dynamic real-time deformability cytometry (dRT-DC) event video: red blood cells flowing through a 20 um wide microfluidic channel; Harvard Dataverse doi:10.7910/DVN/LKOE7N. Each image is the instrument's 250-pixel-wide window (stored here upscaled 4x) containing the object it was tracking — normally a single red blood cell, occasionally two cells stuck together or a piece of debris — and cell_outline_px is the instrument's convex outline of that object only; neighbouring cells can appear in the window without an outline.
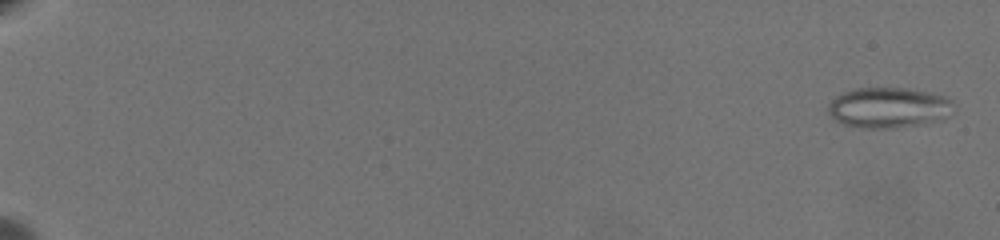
{"species": "common noctule bat (a hibernating species)", "species_latin": "Nyctalus noctula", "temperature_condition": "warm", "stored_images_in_passage": 65, "camera_frame_rate_fps": 3000, "um_per_image_px": 0.085, "animal": {"sex": "female", "body_mass_g": 19.5, "forearm_length_mm": 54.1}, "frame": {"image": 1, "passage_image": 2, "time_ms": 0.333, "image_size_px": [1000, 240], "cell_outline_px": [[952, 100], [948, 116], [944, 120], [924, 124], [896, 128], [864, 128], [844, 124], [832, 120], [828, 112], [828, 104], [836, 96], [844, 92], [856, 88], [904, 88], [928, 92], [948, 96]], "centroid_in_image_um": [75.52, 9.16], "position_along_channel_um": 9.5, "area_um2": 29.82}}
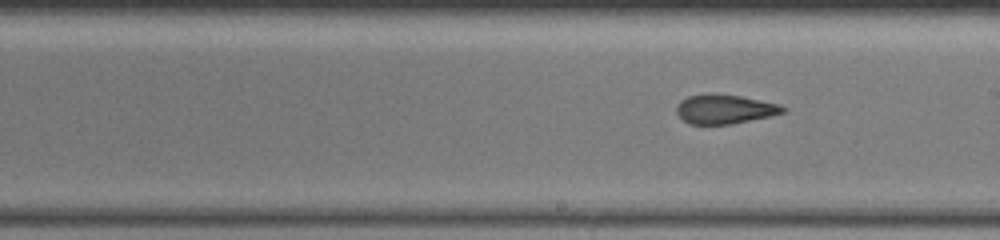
{"frame": {"image": 2, "passage_image": 41, "time_ms": 13.333, "image_size_px": [1000, 240], "cell_outline_px": [[788, 108], [784, 112], [772, 116], [732, 124], [688, 124], [676, 112], [676, 104], [680, 100], [688, 96], [708, 92], [716, 92], [740, 96], [780, 104]], "centroid_in_image_um": [61.59, 9.26], "position_along_channel_um": 227.4, "area_um2": 18.55}}
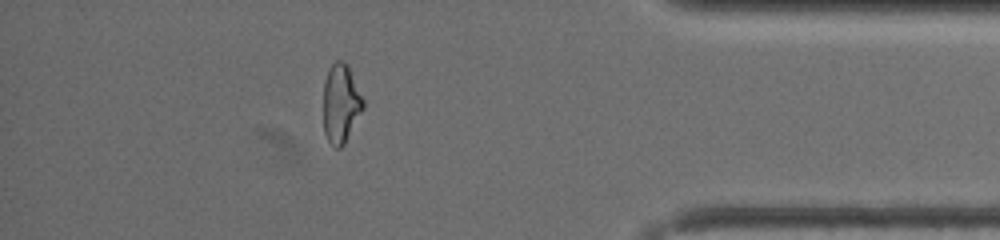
{"frame": {"image": 3, "passage_image": 59, "time_ms": 19.333, "image_size_px": [1000, 240], "cell_outline_px": [[364, 108], [344, 144], [340, 148], [336, 148], [328, 140], [324, 132], [324, 80], [328, 68], [336, 60], [344, 60], [348, 64], [364, 100]], "centroid_in_image_um": [28.98, 8.76], "position_along_channel_um": 406.2, "area_um2": 18.38}, "authors_computed_cell_mechanics": {"area_um2": 19.1318, "velocity_mm_per_s": 3.4195, "shape_relaxation_time_tau1_ms": null, "shape_relaxation_time_tau2_ms": 1.4852, "deformation_change_tau1": null, "deformation_change_tau2": 0.1034}}